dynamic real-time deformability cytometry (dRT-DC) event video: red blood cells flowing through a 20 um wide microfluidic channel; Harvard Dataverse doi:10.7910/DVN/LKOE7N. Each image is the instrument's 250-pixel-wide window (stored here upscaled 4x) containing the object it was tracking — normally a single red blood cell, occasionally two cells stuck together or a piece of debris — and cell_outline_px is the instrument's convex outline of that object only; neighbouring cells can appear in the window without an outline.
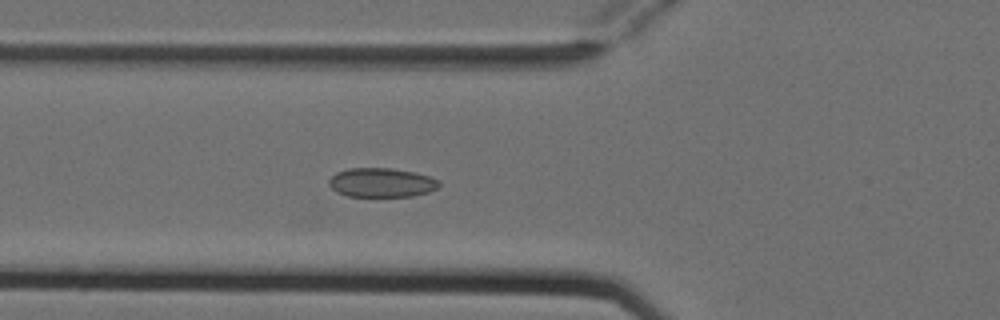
{"species": "Egyptian fruit bat (a non-hibernating species)", "species_latin": "Rousettus aegyptiacus", "temperature_condition": "cold", "stored_images_in_passage": 6, "camera_frame_rate_fps": 3000, "um_per_image_px": 0.085, "animal": {"sex": "female"}, "frame": {"image": 1, "passage_image": 6, "time_ms": 1.667, "image_size_px": [1000, 320], "cell_outline_px": [[440, 184], [436, 188], [428, 192], [412, 196], [348, 196], [336, 192], [328, 184], [328, 180], [336, 172], [348, 168], [392, 168], [416, 172], [440, 180]], "centroid_in_image_um": [32.42, 15.51], "position_along_channel_um": 93.4, "area_um2": 18.79}}